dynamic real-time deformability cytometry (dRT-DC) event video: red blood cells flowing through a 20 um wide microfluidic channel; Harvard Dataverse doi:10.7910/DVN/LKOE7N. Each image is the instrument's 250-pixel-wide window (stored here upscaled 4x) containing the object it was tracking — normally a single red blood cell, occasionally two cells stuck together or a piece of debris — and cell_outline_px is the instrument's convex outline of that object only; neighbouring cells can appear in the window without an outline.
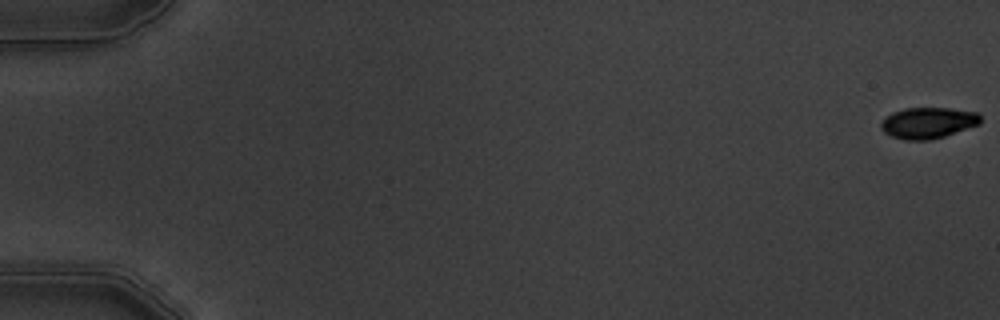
{"species": "common noctule bat (a hibernating species)", "species_latin": "Nyctalus noctula", "temperature_condition": "warm", "stored_images_in_passage": 5, "camera_frame_rate_fps": 3000, "um_per_image_px": 0.085, "animal": {"sex": "male", "body_mass_g": 19.5, "forearm_length_mm": 54.6}, "frame": {"image": 1, "passage_image": 1, "time_ms": 0.0, "image_size_px": [1000, 320], "cell_outline_px": [[980, 124], [944, 136], [928, 140], [904, 140], [892, 136], [884, 132], [880, 128], [880, 124], [892, 112], [904, 108], [948, 108], [980, 112]], "centroid_in_image_um": [78.89, 10.43], "position_along_channel_um": 6.1, "area_um2": 17.98}}